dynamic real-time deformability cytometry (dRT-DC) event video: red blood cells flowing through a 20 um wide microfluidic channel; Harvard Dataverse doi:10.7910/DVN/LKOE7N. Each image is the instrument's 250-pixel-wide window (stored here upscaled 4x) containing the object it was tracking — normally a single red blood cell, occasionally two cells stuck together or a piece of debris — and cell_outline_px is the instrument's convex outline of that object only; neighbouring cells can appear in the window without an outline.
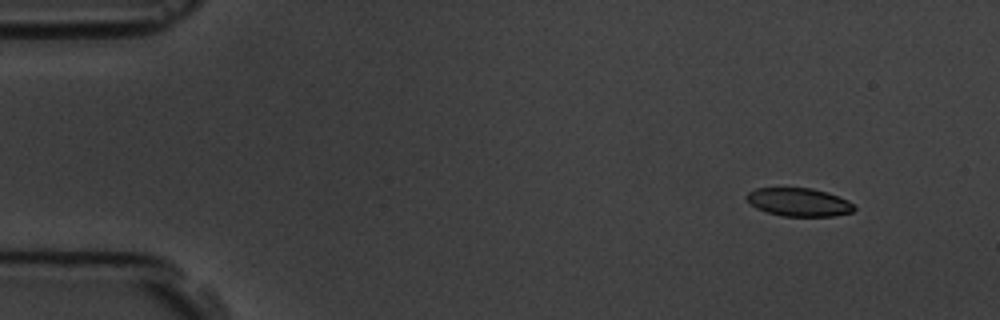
{"species": "common noctule bat (a hibernating species)", "species_latin": "Nyctalus noctula", "temperature_condition": "room temperature", "stored_images_in_passage": 5, "camera_frame_rate_fps": 3000, "um_per_image_px": 0.085, "animal": {"sex": "male", "body_mass_g": 19.5, "forearm_length_mm": 54.6}, "frame": {"image": 1, "passage_image": 2, "time_ms": 1.0, "image_size_px": [1000, 320], "cell_outline_px": [[856, 208], [852, 212], [836, 216], [780, 216], [756, 208], [744, 196], [748, 192], [756, 188], [812, 188], [828, 192], [848, 200]], "centroid_in_image_um": [67.91, 17.18], "position_along_channel_um": 17.1, "area_um2": 17.74}}
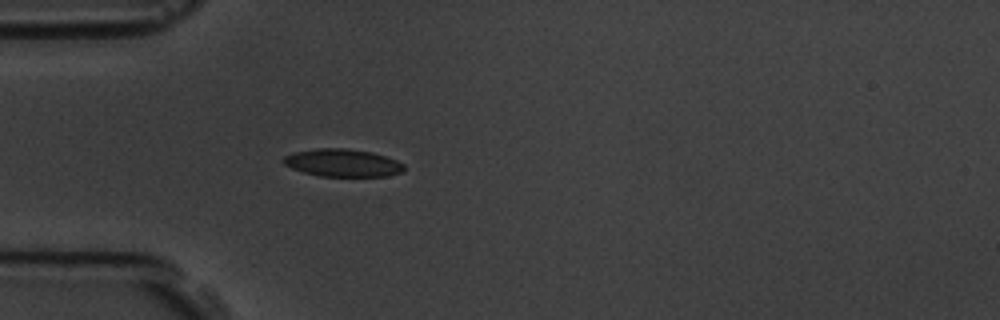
{"frame": {"image": 2, "passage_image": 5, "time_ms": 4.667, "image_size_px": [1000, 320], "cell_outline_px": [[404, 172], [388, 176], [320, 176], [304, 172], [292, 168], [284, 164], [284, 156], [292, 152], [316, 148], [344, 148], [372, 152], [396, 160], [404, 164]], "centroid_in_image_um": [29.13, 13.84], "position_along_channel_um": 55.9, "area_um2": 19.42}}